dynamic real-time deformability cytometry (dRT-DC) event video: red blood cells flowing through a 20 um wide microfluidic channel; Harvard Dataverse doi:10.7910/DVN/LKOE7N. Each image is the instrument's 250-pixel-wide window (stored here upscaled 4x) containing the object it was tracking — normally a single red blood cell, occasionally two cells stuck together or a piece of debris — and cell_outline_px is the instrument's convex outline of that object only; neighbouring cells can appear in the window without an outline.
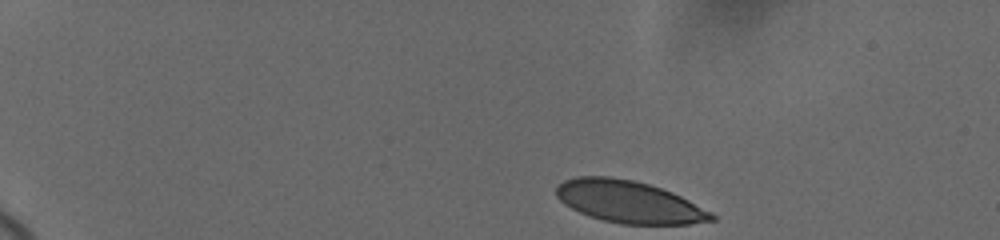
{"species": "human", "species_latin": "Homo sapiens", "temperature_condition": "cold", "stored_images_in_passage": 36, "camera_frame_rate_fps": 3000, "um_per_image_px": 0.085, "donor": {"sex": "female"}, "frame": {"image": 1, "passage_image": 1, "time_ms": 0.0, "image_size_px": [1000, 240], "cell_outline_px": [[716, 220], [688, 224], [620, 224], [588, 216], [564, 204], [556, 196], [556, 188], [564, 180], [576, 176], [608, 176], [632, 180], [648, 184], [672, 192], [712, 212], [716, 216]], "centroid_in_image_um": [53.46, 17.16], "position_along_channel_um": 31.5, "area_um2": 37.97}}
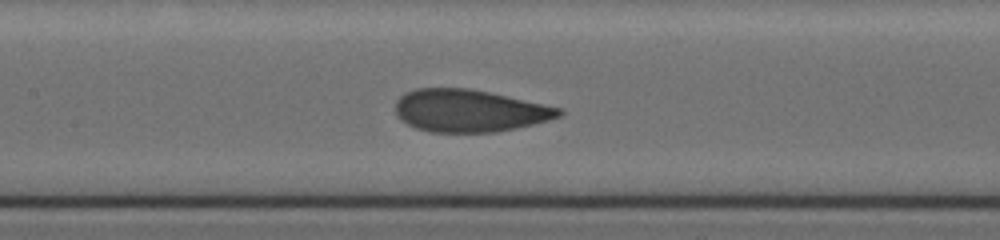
{"frame": {"image": 2, "passage_image": 19, "time_ms": 6.667, "image_size_px": [1000, 240], "cell_outline_px": [[564, 112], [560, 116], [548, 120], [516, 128], [496, 132], [428, 132], [416, 128], [400, 120], [396, 116], [396, 100], [404, 92], [416, 88], [468, 88], [488, 92], [560, 108]], "centroid_in_image_um": [39.83, 9.41], "position_along_channel_um": 167.6, "area_um2": 40.23}}
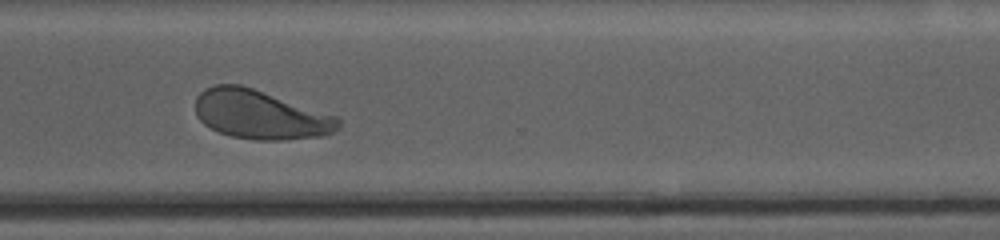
{"frame": {"image": 3, "passage_image": 35, "time_ms": 11.667, "image_size_px": [1000, 240], "cell_outline_px": [[340, 128], [324, 136], [284, 140], [256, 140], [232, 136], [220, 132], [204, 124], [196, 116], [196, 96], [204, 88], [216, 84], [240, 84], [340, 116]], "centroid_in_image_um": [22.16, 9.74], "position_along_channel_um": 348.4, "area_um2": 41.15}}